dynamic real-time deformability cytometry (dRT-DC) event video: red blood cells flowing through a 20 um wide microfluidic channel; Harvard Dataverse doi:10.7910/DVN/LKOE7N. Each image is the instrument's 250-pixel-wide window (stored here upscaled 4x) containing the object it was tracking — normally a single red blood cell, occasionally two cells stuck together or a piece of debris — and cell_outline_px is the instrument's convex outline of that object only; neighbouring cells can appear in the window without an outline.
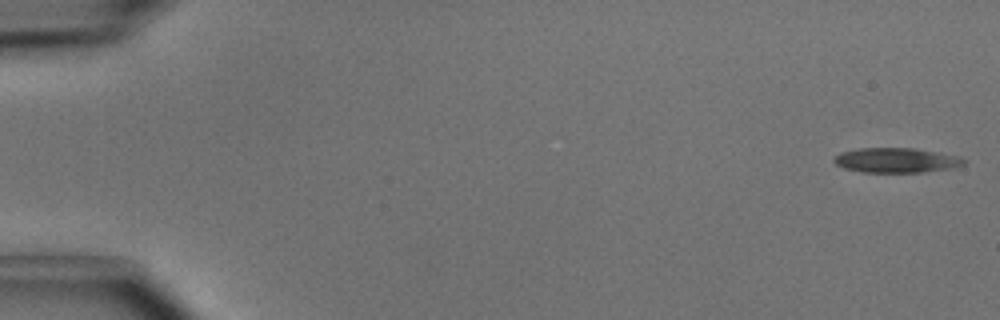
{"species": "common noctule bat (a hibernating species)", "species_latin": "Nyctalus noctula", "temperature_condition": "cold", "stored_images_in_passage": 19, "camera_frame_rate_fps": 3000, "um_per_image_px": 0.085, "animal": {"sex": "male", "body_mass_g": 15.6}, "frame": {"image": 1, "passage_image": 1, "time_ms": 0.0, "image_size_px": [1000, 320], "cell_outline_px": [[968, 160], [964, 164], [956, 168], [924, 172], [860, 172], [844, 168], [836, 164], [832, 160], [832, 156], [840, 152], [860, 148], [916, 148], [960, 156]], "centroid_in_image_um": [76.21, 13.62], "position_along_channel_um": 8.8, "area_um2": 19.13}}
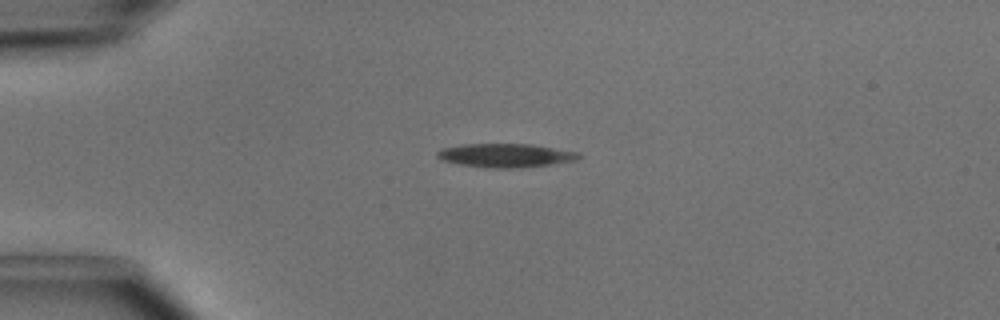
{"frame": {"image": 2, "passage_image": 12, "time_ms": 3.667, "image_size_px": [1000, 320], "cell_outline_px": [[580, 156], [576, 160], [552, 164], [520, 168], [488, 168], [460, 164], [444, 160], [436, 156], [436, 152], [444, 148], [464, 144], [528, 144], [580, 152]], "centroid_in_image_um": [42.99, 13.21], "position_along_channel_um": 42.0, "area_um2": 19.36}}